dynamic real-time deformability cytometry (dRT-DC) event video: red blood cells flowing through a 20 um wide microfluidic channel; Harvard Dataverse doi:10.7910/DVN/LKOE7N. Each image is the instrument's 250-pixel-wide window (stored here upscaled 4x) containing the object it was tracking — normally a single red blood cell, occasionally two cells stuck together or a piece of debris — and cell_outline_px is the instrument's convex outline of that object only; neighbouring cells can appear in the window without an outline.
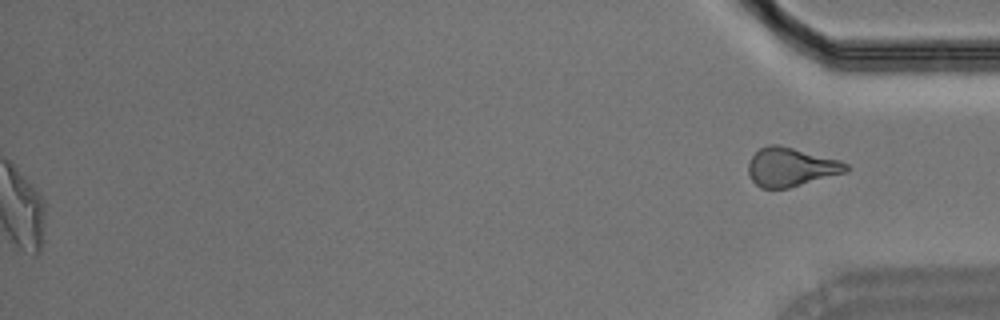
{"species": "Egyptian fruit bat (a non-hibernating species)", "species_latin": "Rousettus aegyptiacus", "temperature_condition": "room temperature", "stored_images_in_passage": 49, "segment_of_instrument_passage": [2, 2], "camera_frame_rate_fps": 3000, "um_per_image_px": 0.085, "animal": {"sex": "male"}, "frame": {"image": 1, "passage_image": 49, "time_ms": 16.0, "image_size_px": [1000, 320], "cell_outline_px": [[852, 168], [848, 172], [788, 188], [760, 188], [752, 180], [748, 172], [748, 164], [752, 156], [760, 148], [768, 144], [780, 144], [840, 160], [848, 164]], "centroid_in_image_um": [67.26, 14.19], "position_along_channel_um": 367.9, "area_um2": 22.31}}